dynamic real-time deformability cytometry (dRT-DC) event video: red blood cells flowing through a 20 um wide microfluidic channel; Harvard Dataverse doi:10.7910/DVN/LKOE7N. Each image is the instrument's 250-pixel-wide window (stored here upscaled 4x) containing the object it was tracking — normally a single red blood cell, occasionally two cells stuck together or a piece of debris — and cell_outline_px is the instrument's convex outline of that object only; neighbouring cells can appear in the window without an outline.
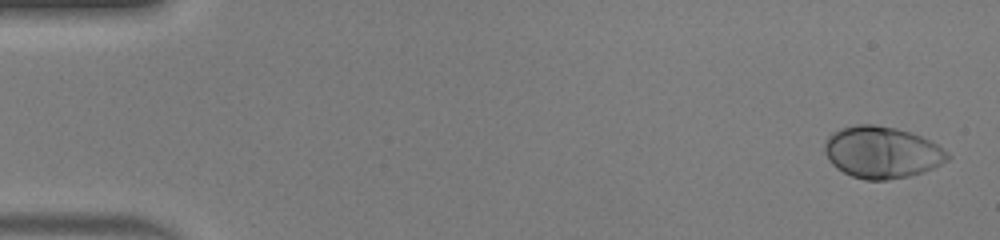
{"species": "human", "species_latin": "Homo sapiens", "temperature_condition": "warm", "stored_images_in_passage": 11, "camera_frame_rate_fps": 3000, "um_per_image_px": 0.085, "donor": {"sex": "male"}, "frame": {"image": 1, "passage_image": 2, "time_ms": 0.333, "image_size_px": [1000, 240], "cell_outline_px": [[952, 156], [948, 160], [924, 172], [908, 176], [888, 180], [864, 180], [852, 176], [836, 168], [828, 160], [824, 152], [824, 144], [828, 136], [832, 132], [840, 128], [856, 124], [876, 124], [896, 128], [920, 136], [936, 144], [948, 152]], "centroid_in_image_um": [74.93, 12.94], "position_along_channel_um": 10.1, "area_um2": 37.22}}